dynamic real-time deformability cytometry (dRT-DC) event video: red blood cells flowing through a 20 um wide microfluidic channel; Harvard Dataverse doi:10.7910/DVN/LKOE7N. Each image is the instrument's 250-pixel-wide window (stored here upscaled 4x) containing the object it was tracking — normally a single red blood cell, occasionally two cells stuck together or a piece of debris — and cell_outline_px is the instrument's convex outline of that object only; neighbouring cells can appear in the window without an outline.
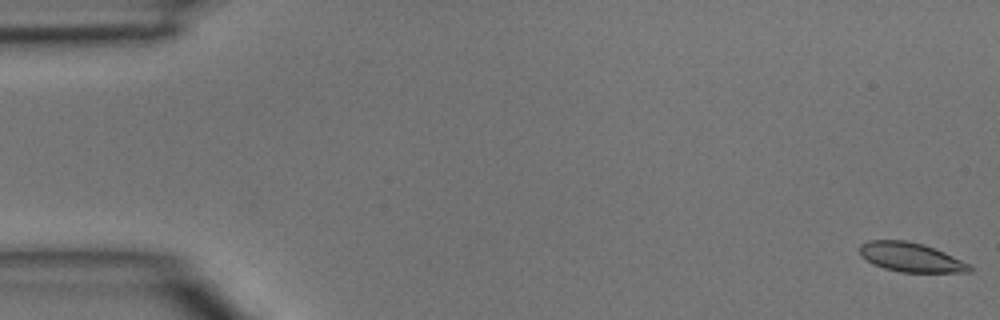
{"species": "common noctule bat (a hibernating species)", "species_latin": "Nyctalus noctula", "temperature_condition": "room temperature", "stored_images_in_passage": 48, "camera_frame_rate_fps": 3000, "um_per_image_px": 0.085, "animal": {"sex": "male", "body_mass_g": 15.6}, "frame": {"image": 1, "passage_image": 1, "time_ms": 0.0, "image_size_px": [1000, 320], "cell_outline_px": [[972, 268], [968, 272], [900, 272], [884, 268], [872, 264], [860, 256], [860, 244], [868, 240], [908, 240], [924, 244], [944, 252], [972, 264]], "centroid_in_image_um": [77.41, 21.86], "position_along_channel_um": 7.6, "area_um2": 18.9}}
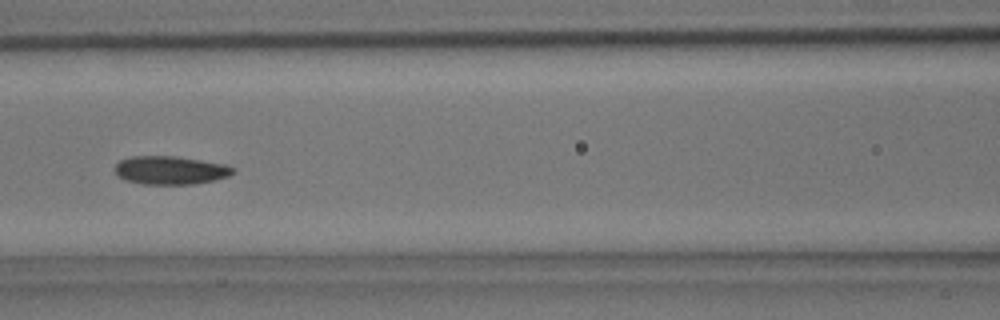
{"frame": {"image": 2, "passage_image": 21, "time_ms": 6.667, "image_size_px": [1000, 320], "cell_outline_px": [[236, 168], [228, 176], [216, 180], [196, 184], [140, 184], [124, 180], [116, 172], [116, 164], [120, 160], [132, 156], [172, 156], [200, 160], [224, 164]], "centroid_in_image_um": [14.48, 14.48], "position_along_channel_um": 152.1, "area_um2": 19.42}}
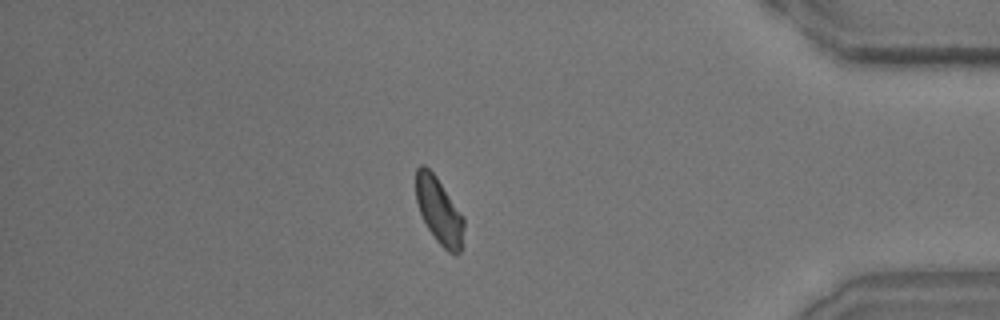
{"frame": {"image": 3, "passage_image": 41, "time_ms": 13.333, "image_size_px": [1000, 320], "cell_outline_px": [[464, 228], [460, 252], [456, 256], [448, 252], [436, 240], [428, 228], [420, 212], [416, 200], [416, 168], [420, 164], [424, 164], [436, 176], [464, 216]], "centroid_in_image_um": [37.33, 17.91], "position_along_channel_um": 397.9, "area_um2": 18.55}}